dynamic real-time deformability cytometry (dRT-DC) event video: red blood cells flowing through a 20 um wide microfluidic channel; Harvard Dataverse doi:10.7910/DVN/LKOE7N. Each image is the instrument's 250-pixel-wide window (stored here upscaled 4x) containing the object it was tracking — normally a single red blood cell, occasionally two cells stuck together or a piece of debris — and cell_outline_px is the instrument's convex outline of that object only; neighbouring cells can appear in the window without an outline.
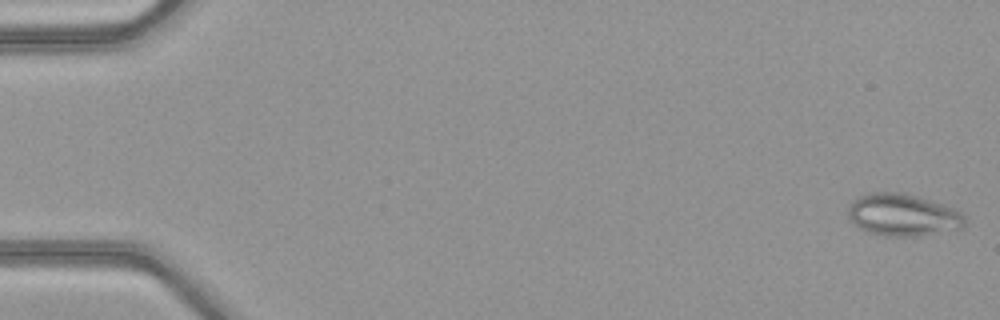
{"species": "common noctule bat (a hibernating species)", "species_latin": "Nyctalus noctula", "temperature_condition": "warm", "stored_images_in_passage": 50, "camera_frame_rate_fps": 3000, "um_per_image_px": 0.085, "animal": {"sex": "female", "body_mass_g": 21.9}, "frame": {"image": 1, "passage_image": 1, "time_ms": 0.0, "image_size_px": [1000, 320], "cell_outline_px": [[964, 228], [920, 236], [888, 236], [868, 232], [860, 228], [848, 216], [848, 204], [852, 200], [868, 192], [904, 192], [956, 208], [964, 216]], "centroid_in_image_um": [76.75, 18.26], "position_along_channel_um": 8.3, "area_um2": 28.84}}
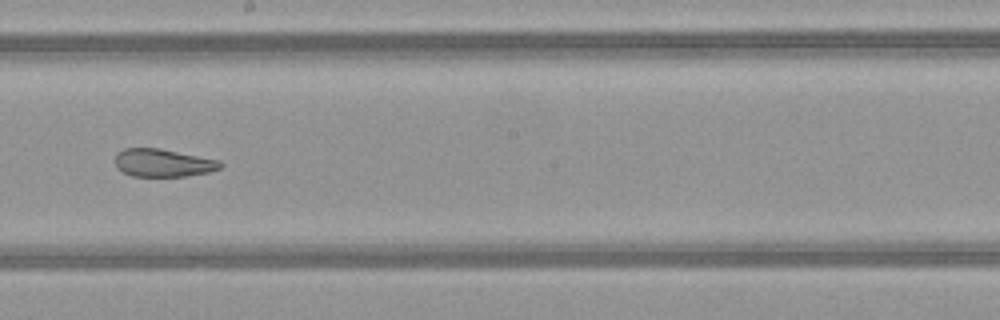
{"frame": {"image": 2, "passage_image": 29, "time_ms": 9.333, "image_size_px": [1000, 320], "cell_outline_px": [[224, 164], [220, 168], [208, 172], [184, 176], [132, 176], [116, 168], [116, 152], [124, 148], [160, 148], [220, 160]], "centroid_in_image_um": [13.86, 13.83], "position_along_channel_um": 234.3, "area_um2": 17.11}}
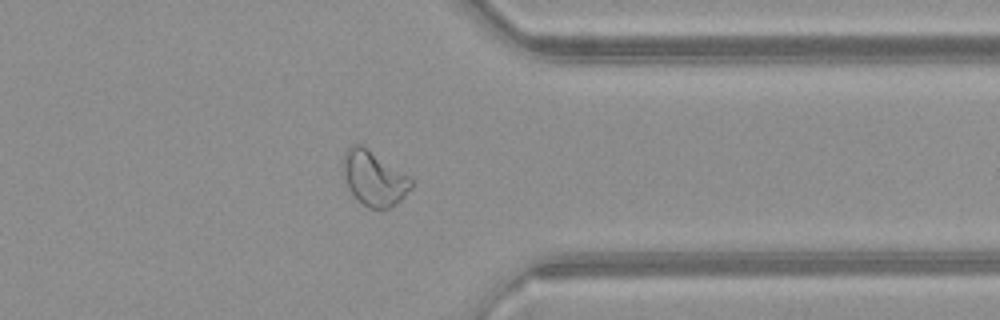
{"frame": {"image": 3, "passage_image": 40, "time_ms": 13.0, "image_size_px": [1000, 320], "cell_outline_px": [[412, 188], [396, 204], [388, 208], [368, 208], [356, 200], [348, 188], [340, 164], [344, 152], [352, 144], [360, 144], [408, 176], [412, 180]], "centroid_in_image_um": [31.73, 15.17], "position_along_channel_um": 379.7, "area_um2": 21.62}, "authors_computed_cell_mechanics": {"area_um2": 23.9581, "velocity_mm_per_s": 4.1178, "shape_relaxation_time_tau1_ms": null, "shape_relaxation_time_tau2_ms": 1.5842, "deformation_change_tau1": null, "deformation_change_tau2": 0.0739}}